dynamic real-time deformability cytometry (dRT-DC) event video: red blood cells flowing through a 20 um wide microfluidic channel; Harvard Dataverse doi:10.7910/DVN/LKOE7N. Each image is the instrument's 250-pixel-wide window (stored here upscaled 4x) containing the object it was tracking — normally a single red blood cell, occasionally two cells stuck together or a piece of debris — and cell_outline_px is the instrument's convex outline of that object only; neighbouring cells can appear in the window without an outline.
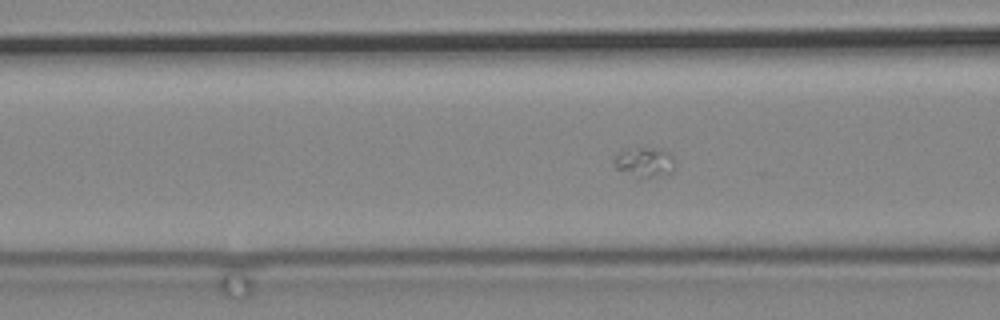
{"species": "common noctule bat (a hibernating species)", "species_latin": "Nyctalus noctula", "temperature_condition": "cold", "stored_images_in_passage": 54, "camera_frame_rate_fps": 3000, "um_per_image_px": 0.085, "animal": {"sex": "male", "body_mass_g": 19.2, "forearm_length_mm": 51.8}, "frame": {"image": 1, "passage_image": 17, "time_ms": 5.333, "image_size_px": [1000, 320], "cell_outline_px": [[676, 168], [672, 172], [640, 180], [636, 180], [616, 168], [612, 160], [620, 152], [628, 148], [660, 148], [668, 152], [672, 156]], "centroid_in_image_um": [54.77, 13.82], "position_along_channel_um": 111.8, "area_um2": 10.98}}
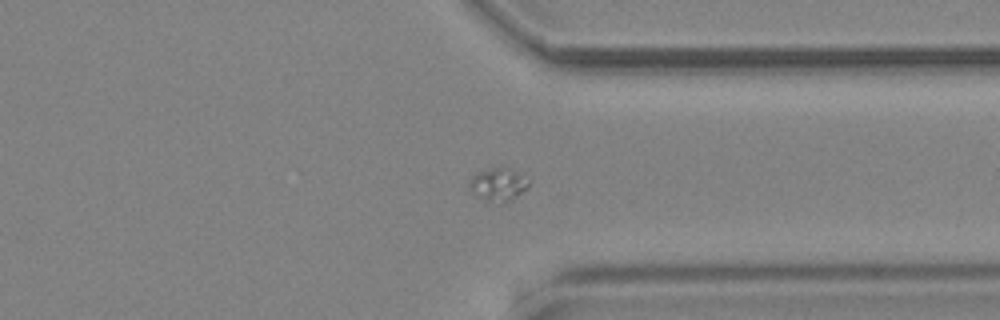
{"frame": {"image": 2, "passage_image": 43, "time_ms": 14.0, "image_size_px": [1000, 320], "cell_outline_px": [[532, 180], [516, 196], [508, 200], [484, 200], [472, 192], [468, 188], [468, 180], [476, 172], [488, 168], [504, 164], [528, 176]], "centroid_in_image_um": [42.34, 15.56], "position_along_channel_um": 369.1, "area_um2": 11.62}}
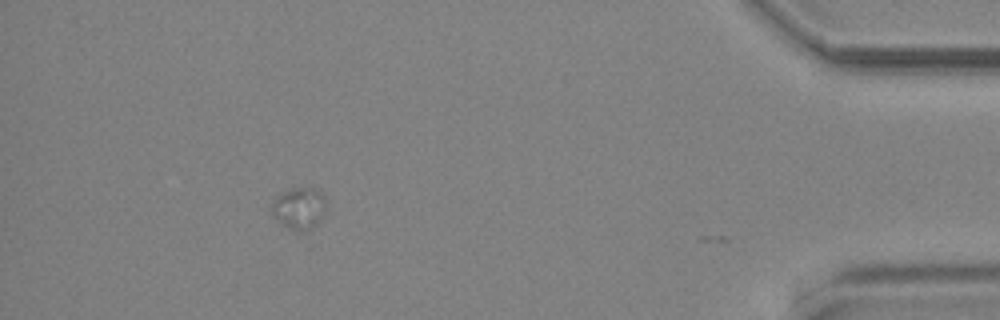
{"frame": {"image": 3, "passage_image": 53, "time_ms": 17.333, "image_size_px": [1000, 320], "cell_outline_px": [[328, 208], [320, 220], [312, 228], [304, 232], [296, 232], [280, 224], [272, 216], [272, 200], [280, 192], [288, 188], [316, 188], [324, 196]], "centroid_in_image_um": [25.42, 17.71], "position_along_channel_um": 409.8, "area_um2": 13.81}}